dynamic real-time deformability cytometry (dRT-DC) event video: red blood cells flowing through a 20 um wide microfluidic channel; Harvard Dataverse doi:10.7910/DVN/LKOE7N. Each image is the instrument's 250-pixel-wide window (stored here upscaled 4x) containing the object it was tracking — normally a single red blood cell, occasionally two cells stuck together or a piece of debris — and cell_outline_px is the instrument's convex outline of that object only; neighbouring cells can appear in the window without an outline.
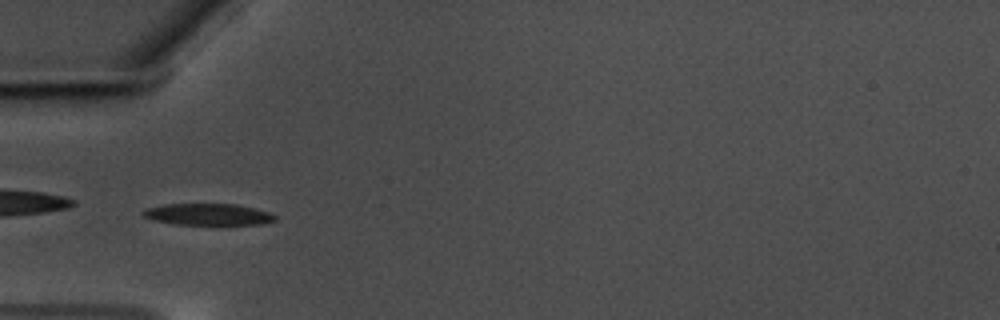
{"species": "common noctule bat (a hibernating species)", "species_latin": "Nyctalus noctula", "temperature_condition": "warm", "stored_images_in_passage": 47, "camera_frame_rate_fps": 3000, "um_per_image_px": 0.085, "animal": {"sex": "male", "body_mass_g": 17.5, "forearm_length_mm": 52.3}, "frame": {"image": 1, "passage_image": 8, "time_ms": 2.333, "image_size_px": [1000, 320], "cell_outline_px": [[276, 220], [260, 224], [176, 224], [156, 220], [144, 216], [140, 212], [144, 208], [164, 204], [236, 204], [268, 212], [276, 216]], "centroid_in_image_um": [17.65, 18.21], "position_along_channel_um": 67.4, "area_um2": 16.36}}
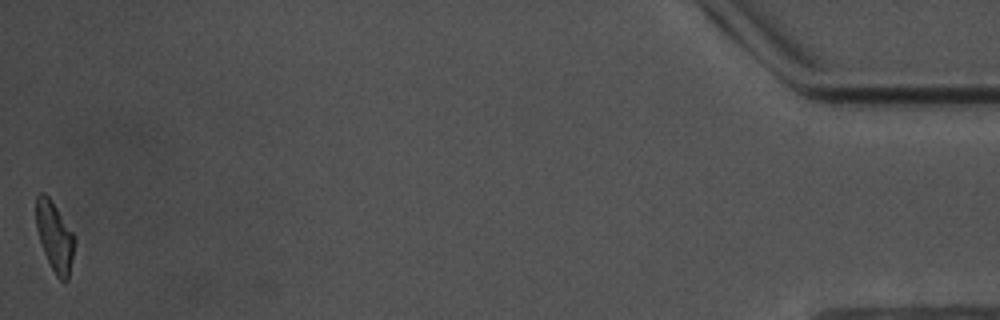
{"frame": {"image": 2, "passage_image": 47, "time_ms": 15.333, "image_size_px": [1000, 320], "cell_outline_px": [[72, 256], [68, 280], [64, 284], [56, 276], [44, 252], [36, 228], [36, 196], [40, 192], [44, 192], [52, 200], [72, 232]], "centroid_in_image_um": [4.61, 20.09], "position_along_channel_um": 430.6, "area_um2": 15.14}}